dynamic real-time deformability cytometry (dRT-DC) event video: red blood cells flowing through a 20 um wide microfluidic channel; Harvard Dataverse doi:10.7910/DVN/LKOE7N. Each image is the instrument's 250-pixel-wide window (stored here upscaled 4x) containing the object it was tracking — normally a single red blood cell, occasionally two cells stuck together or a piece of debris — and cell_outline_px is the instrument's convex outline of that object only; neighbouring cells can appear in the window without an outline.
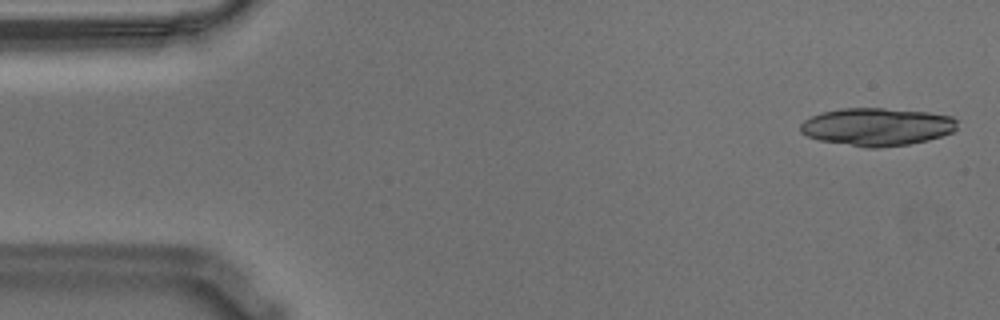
{"species": "Egyptian fruit bat (a non-hibernating species)", "species_latin": "Rousettus aegyptiacus", "temperature_condition": "warm", "stored_images_in_passage": 18, "camera_frame_rate_fps": 3000, "um_per_image_px": 0.085, "animal": {"sex": "male"}, "frame": {"image": 1, "passage_image": 2, "time_ms": 0.333, "image_size_px": [1000, 320], "cell_outline_px": [[956, 128], [952, 132], [928, 140], [908, 144], [880, 148], [868, 148], [820, 140], [808, 136], [800, 132], [800, 124], [804, 120], [812, 116], [824, 112], [840, 108], [884, 108], [928, 112], [952, 116], [956, 120]], "centroid_in_image_um": [74.54, 10.77], "position_along_channel_um": 10.5, "area_um2": 34.45}}